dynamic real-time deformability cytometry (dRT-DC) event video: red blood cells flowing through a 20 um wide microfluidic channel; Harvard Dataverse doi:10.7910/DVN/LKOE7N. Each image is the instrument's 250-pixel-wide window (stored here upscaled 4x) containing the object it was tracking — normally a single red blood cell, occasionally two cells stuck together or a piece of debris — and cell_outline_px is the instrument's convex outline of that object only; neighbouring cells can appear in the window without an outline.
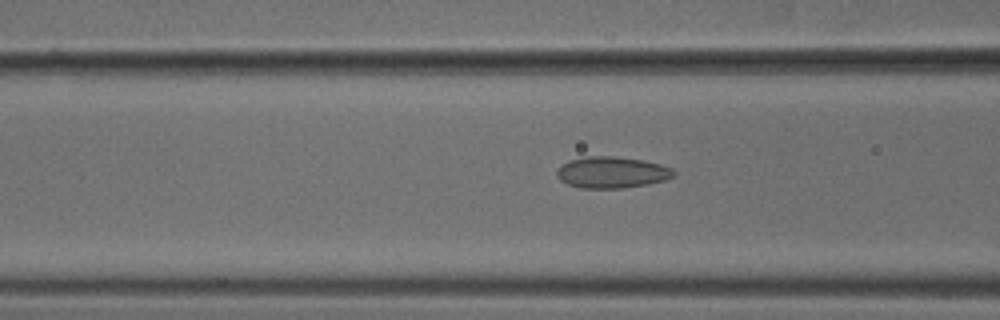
{"species": "common noctule bat (a hibernating species)", "species_latin": "Nyctalus noctula", "temperature_condition": "cold", "stored_images_in_passage": 37, "segment_of_instrument_passage": [1, 2], "camera_frame_rate_fps": 3000, "um_per_image_px": 0.085, "animal": {"sex": "male", "body_mass_g": 18.8}, "frame": {"image": 1, "passage_image": 4, "time_ms": 1.0, "image_size_px": [1000, 320], "cell_outline_px": [[676, 172], [672, 176], [664, 180], [648, 184], [620, 188], [580, 188], [568, 184], [560, 180], [556, 176], [556, 172], [568, 160], [588, 156], [612, 156], [644, 160], [660, 164], [672, 168]], "centroid_in_image_um": [52.0, 14.65], "position_along_channel_um": 114.6, "area_um2": 21.27}}
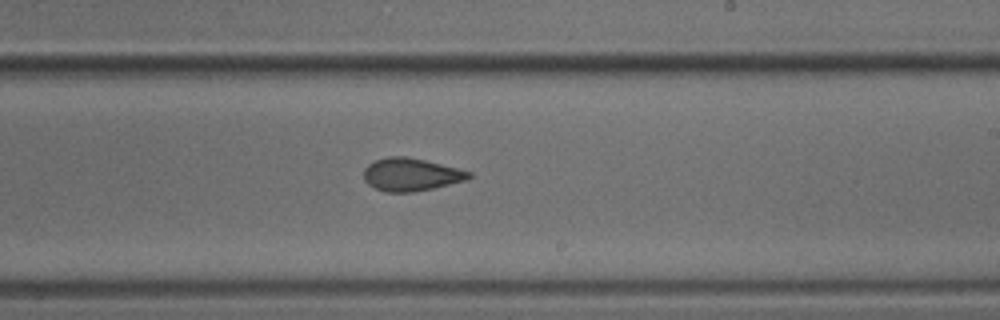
{"frame": {"image": 2, "passage_image": 15, "time_ms": 4.667, "image_size_px": [1000, 320], "cell_outline_px": [[472, 176], [468, 180], [432, 188], [412, 192], [388, 192], [376, 188], [368, 184], [364, 180], [364, 168], [368, 164], [376, 160], [388, 156], [408, 156], [460, 168], [472, 172]], "centroid_in_image_um": [34.96, 14.82], "position_along_channel_um": 254.0, "area_um2": 20.23}}
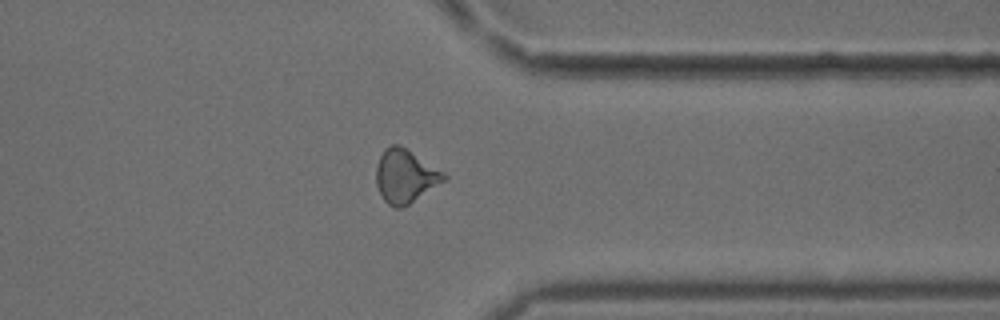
{"frame": {"image": 3, "passage_image": 25, "time_ms": 8.0, "image_size_px": [1000, 320], "cell_outline_px": [[448, 180], [404, 208], [396, 208], [388, 204], [384, 200], [376, 184], [376, 164], [384, 148], [392, 144], [400, 144], [444, 172], [448, 176]], "centroid_in_image_um": [34.47, 14.98], "position_along_channel_um": 376.9, "area_um2": 21.5}}